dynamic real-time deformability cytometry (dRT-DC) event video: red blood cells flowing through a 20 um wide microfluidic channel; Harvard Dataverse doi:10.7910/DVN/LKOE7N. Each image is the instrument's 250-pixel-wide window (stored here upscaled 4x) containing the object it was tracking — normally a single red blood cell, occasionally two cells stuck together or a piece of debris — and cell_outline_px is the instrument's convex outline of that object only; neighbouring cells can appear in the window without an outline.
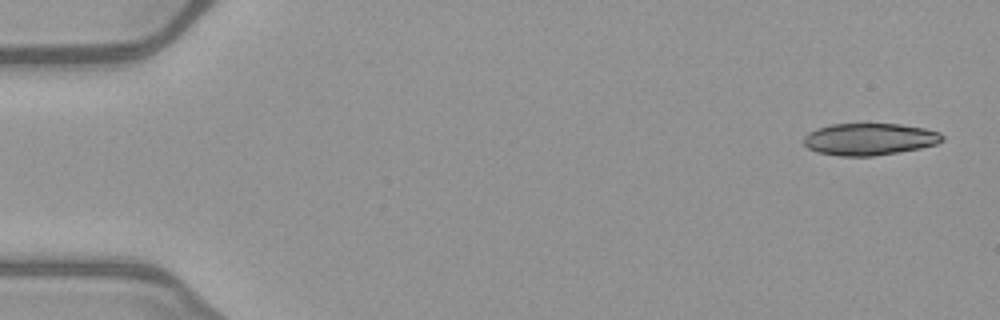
{"species": "common noctule bat (a hibernating species)", "species_latin": "Nyctalus noctula", "temperature_condition": "warm", "stored_images_in_passage": 17, "camera_frame_rate_fps": 3000, "um_per_image_px": 0.085, "animal": {"sex": "female", "body_mass_g": 21.9}, "frame": {"image": 1, "passage_image": 1, "time_ms": 0.0, "image_size_px": [1000, 320], "cell_outline_px": [[944, 140], [936, 144], [920, 148], [872, 156], [840, 156], [816, 152], [808, 148], [804, 144], [804, 136], [808, 132], [816, 128], [832, 124], [900, 124], [924, 128], [940, 132], [944, 136]], "centroid_in_image_um": [73.89, 11.82], "position_along_channel_um": 11.1, "area_um2": 25.84}}
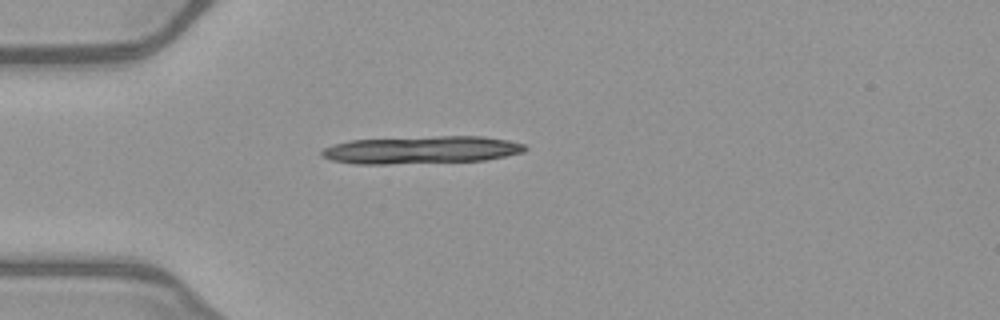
{"frame": {"image": 2, "passage_image": 13, "time_ms": 4.0, "image_size_px": [1000, 320], "cell_outline_px": [[528, 148], [524, 152], [484, 160], [388, 164], [352, 164], [332, 160], [320, 156], [320, 152], [324, 148], [332, 144], [352, 140], [436, 136], [484, 136], [508, 140], [524, 144]], "centroid_in_image_um": [35.79, 12.74], "position_along_channel_um": 49.2, "area_um2": 32.77}}